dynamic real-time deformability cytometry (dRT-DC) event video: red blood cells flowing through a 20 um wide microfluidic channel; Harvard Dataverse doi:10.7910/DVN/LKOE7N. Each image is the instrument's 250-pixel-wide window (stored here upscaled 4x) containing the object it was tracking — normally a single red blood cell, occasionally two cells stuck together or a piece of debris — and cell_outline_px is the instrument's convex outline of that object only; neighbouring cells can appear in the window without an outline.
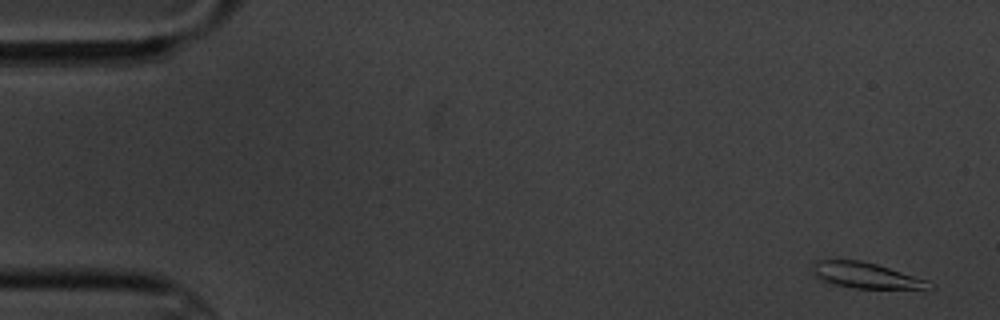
{"species": "common noctule bat (a hibernating species)", "species_latin": "Nyctalus noctula", "temperature_condition": "cold", "stored_images_in_passage": 5, "camera_frame_rate_fps": 3000, "um_per_image_px": 0.085, "animal": {"sex": "male", "body_mass_g": 20.1, "forearm_length_mm": 53.5}, "frame": {"image": 1, "passage_image": 1, "time_ms": 0.0, "image_size_px": [1000, 320], "cell_outline_px": [[936, 288], [924, 292], [856, 288], [828, 284], [812, 276], [812, 260], [860, 260], [876, 264], [928, 280], [936, 284]], "centroid_in_image_um": [73.74, 23.48], "position_along_channel_um": 11.3, "area_um2": 18.9}}